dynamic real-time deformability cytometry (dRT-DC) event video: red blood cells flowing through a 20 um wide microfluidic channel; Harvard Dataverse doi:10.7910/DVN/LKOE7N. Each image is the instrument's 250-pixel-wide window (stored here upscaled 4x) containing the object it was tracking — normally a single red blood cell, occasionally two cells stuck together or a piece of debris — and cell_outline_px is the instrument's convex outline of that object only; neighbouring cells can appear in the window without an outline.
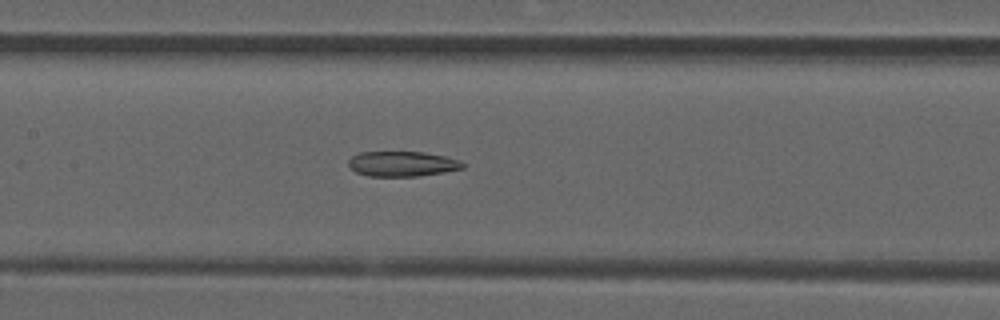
{"species": "common noctule bat (a hibernating species)", "species_latin": "Nyctalus noctula", "temperature_condition": "room temperature", "stored_images_in_passage": 46, "camera_frame_rate_fps": 3000, "um_per_image_px": 0.085, "animal": {"sex": "male", "forearm_length_mm": 52.5}, "frame": {"image": 1, "passage_image": 18, "time_ms": 5.667, "image_size_px": [1000, 320], "cell_outline_px": [[464, 168], [444, 172], [420, 176], [368, 176], [356, 172], [348, 164], [348, 160], [352, 156], [360, 152], [424, 152], [444, 156], [460, 160], [464, 164]], "centroid_in_image_um": [34.2, 13.93], "position_along_channel_um": 173.2, "area_um2": 16.7}}
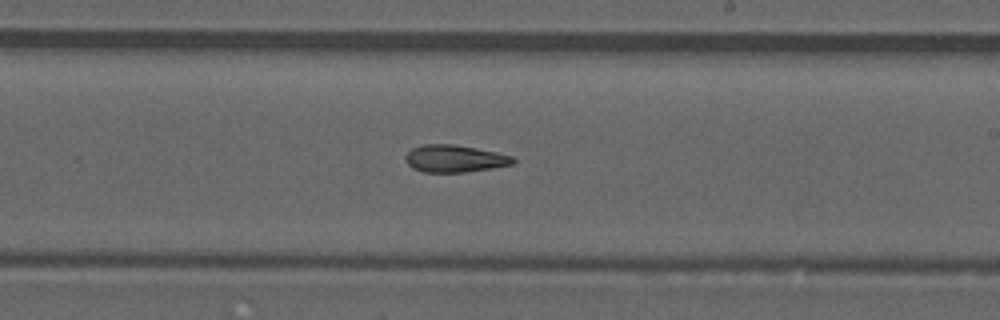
{"frame": {"image": 2, "passage_image": 24, "time_ms": 7.667, "image_size_px": [1000, 320], "cell_outline_px": [[516, 160], [512, 164], [492, 168], [464, 172], [424, 172], [412, 168], [408, 164], [404, 156], [412, 148], [420, 144], [452, 144], [476, 148], [496, 152], [512, 156]], "centroid_in_image_um": [38.62, 13.47], "position_along_channel_um": 250.4, "area_um2": 17.05}}
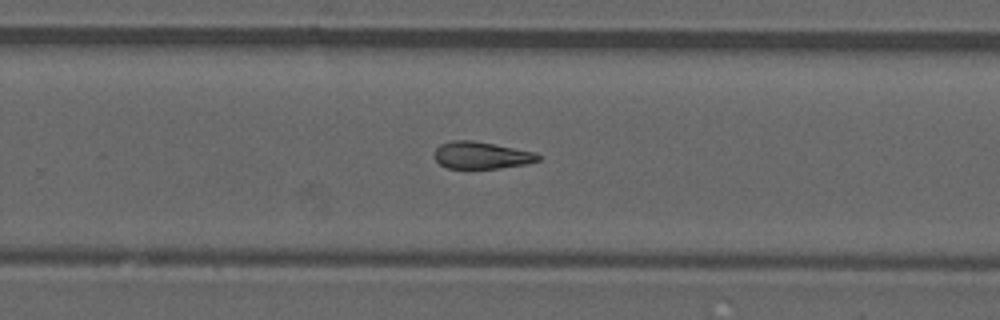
{"frame": {"image": 3, "passage_image": 27, "time_ms": 8.667, "image_size_px": [1000, 320], "cell_outline_px": [[540, 160], [524, 164], [500, 168], [448, 168], [440, 164], [432, 156], [436, 148], [440, 144], [452, 140], [472, 140], [536, 152], [540, 156]], "centroid_in_image_um": [40.89, 13.19], "position_along_channel_um": 288.9, "area_um2": 16.36}}